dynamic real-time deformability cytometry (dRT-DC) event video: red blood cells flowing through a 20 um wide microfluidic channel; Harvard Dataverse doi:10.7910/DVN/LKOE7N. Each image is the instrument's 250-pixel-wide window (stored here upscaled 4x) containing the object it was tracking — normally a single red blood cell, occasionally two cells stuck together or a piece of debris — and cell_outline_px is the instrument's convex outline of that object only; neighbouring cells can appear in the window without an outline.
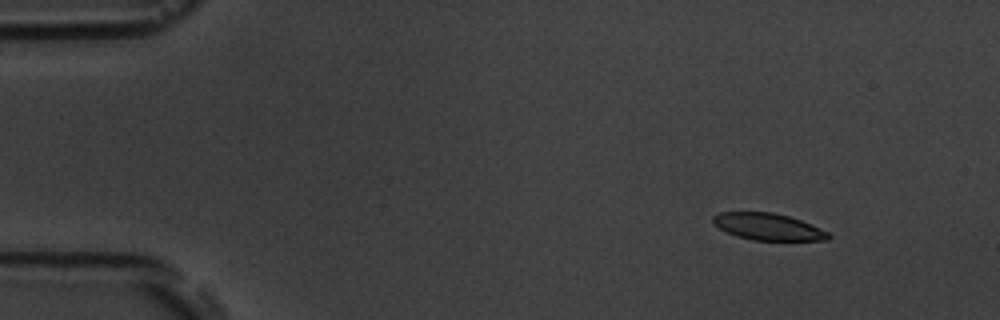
{"species": "common noctule bat (a hibernating species)", "species_latin": "Nyctalus noctula", "temperature_condition": "room temperature", "stored_images_in_passage": 6, "camera_frame_rate_fps": 3000, "um_per_image_px": 0.085, "animal": {"sex": "male", "body_mass_g": 19.5, "forearm_length_mm": 54.6}, "frame": {"image": 1, "passage_image": 2, "time_ms": 1.0, "image_size_px": [1000, 320], "cell_outline_px": [[832, 236], [828, 240], [752, 240], [736, 236], [712, 224], [712, 216], [720, 212], [772, 212], [788, 216], [800, 220], [828, 232]], "centroid_in_image_um": [65.25, 19.27], "position_along_channel_um": 19.8, "area_um2": 17.92}}
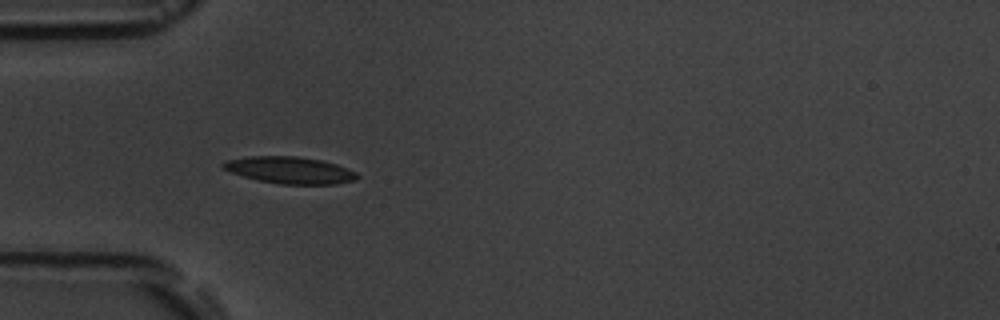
{"frame": {"image": 2, "passage_image": 5, "time_ms": 4.667, "image_size_px": [1000, 320], "cell_outline_px": [[360, 176], [356, 180], [336, 184], [280, 184], [260, 180], [244, 176], [232, 172], [224, 168], [220, 164], [228, 160], [248, 156], [296, 156], [320, 160], [336, 164], [356, 172]], "centroid_in_image_um": [24.67, 14.46], "position_along_channel_um": 60.3, "area_um2": 20.75}}
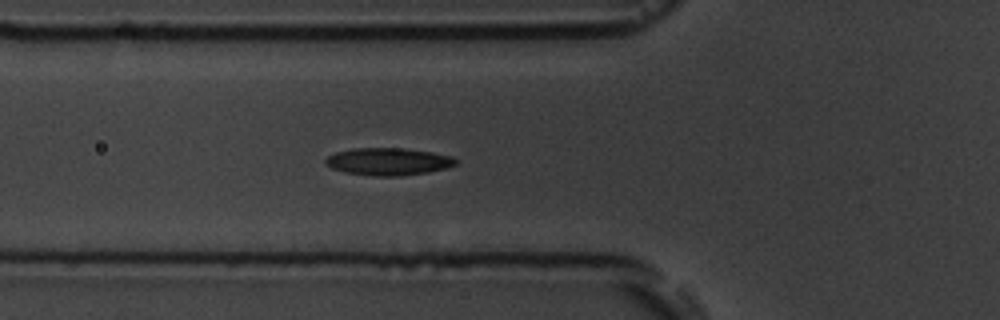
{"frame": {"image": 3, "passage_image": 6, "time_ms": 5.667, "image_size_px": [1000, 320], "cell_outline_px": [[456, 164], [448, 168], [428, 172], [400, 176], [372, 176], [344, 172], [332, 168], [324, 164], [324, 160], [328, 156], [336, 152], [352, 148], [404, 148], [432, 152], [452, 156], [456, 160]], "centroid_in_image_um": [32.99, 13.73], "position_along_channel_um": 92.8, "area_um2": 20.92}}